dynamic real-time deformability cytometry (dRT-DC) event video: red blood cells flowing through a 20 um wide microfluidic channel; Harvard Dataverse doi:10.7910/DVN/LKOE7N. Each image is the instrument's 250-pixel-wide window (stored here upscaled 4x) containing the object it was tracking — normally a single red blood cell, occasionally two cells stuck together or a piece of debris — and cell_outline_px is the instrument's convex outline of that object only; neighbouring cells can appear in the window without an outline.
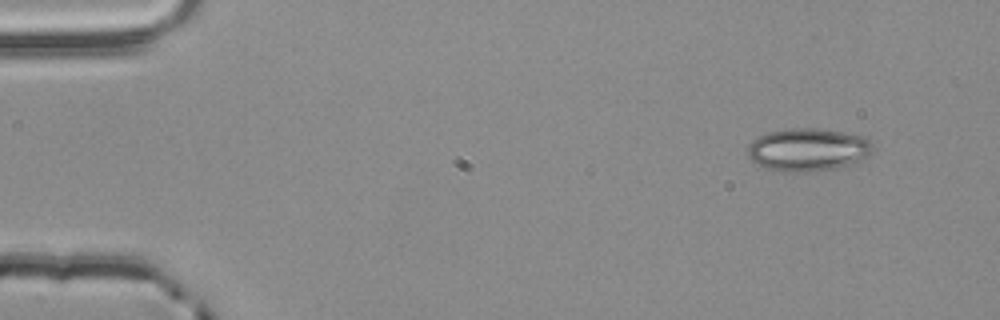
{"species": "common noctule bat (a hibernating species)", "species_latin": "Nyctalus noctula", "temperature_condition": "room temperature", "stored_images_in_passage": 3, "camera_frame_rate_fps": 3000, "um_per_image_px": 0.085, "animal": {"sex": "male", "body_mass_g": 20.4}, "frame": {"image": 1, "passage_image": 1, "time_ms": 0.0, "image_size_px": [1000, 320], "cell_outline_px": [[872, 152], [868, 156], [848, 164], [836, 168], [804, 172], [780, 172], [764, 168], [752, 160], [748, 156], [748, 144], [752, 140], [768, 132], [792, 128], [820, 128], [860, 136], [868, 140], [872, 144]], "centroid_in_image_um": [68.62, 12.73], "position_along_channel_um": 16.4, "area_um2": 31.04}}